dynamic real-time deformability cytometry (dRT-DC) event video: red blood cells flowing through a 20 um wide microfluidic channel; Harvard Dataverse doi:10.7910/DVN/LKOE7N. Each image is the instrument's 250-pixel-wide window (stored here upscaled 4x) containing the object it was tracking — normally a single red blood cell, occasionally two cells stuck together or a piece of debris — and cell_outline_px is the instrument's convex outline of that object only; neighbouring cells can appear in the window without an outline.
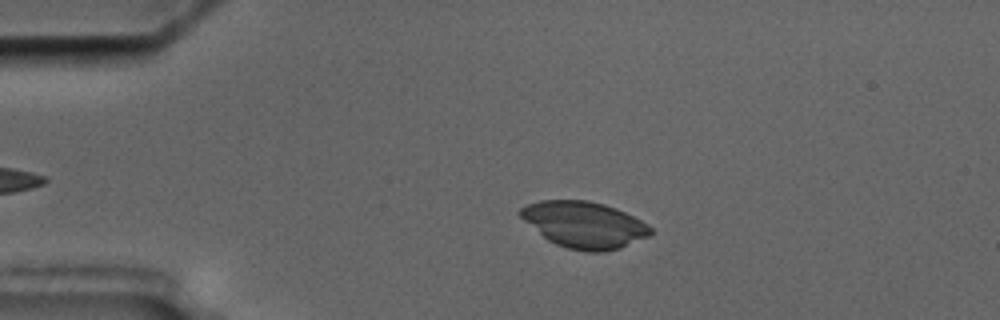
{"species": "common noctule bat (a hibernating species)", "species_latin": "Nyctalus noctula", "temperature_condition": "cold", "stored_images_in_passage": 50, "camera_frame_rate_fps": 3000, "um_per_image_px": 0.085, "animal": {"sex": "male", "body_mass_g": 17.5, "forearm_length_mm": 52.3}, "frame": {"image": 1, "passage_image": 12, "time_ms": 3.667, "image_size_px": [1000, 320], "cell_outline_px": [[652, 232], [648, 236], [620, 248], [604, 252], [588, 252], [568, 248], [556, 244], [548, 240], [524, 220], [516, 212], [520, 208], [528, 204], [540, 200], [588, 200], [604, 204], [616, 208], [648, 224], [652, 228]], "centroid_in_image_um": [49.65, 19.09], "position_along_channel_um": 35.4, "area_um2": 35.03}}
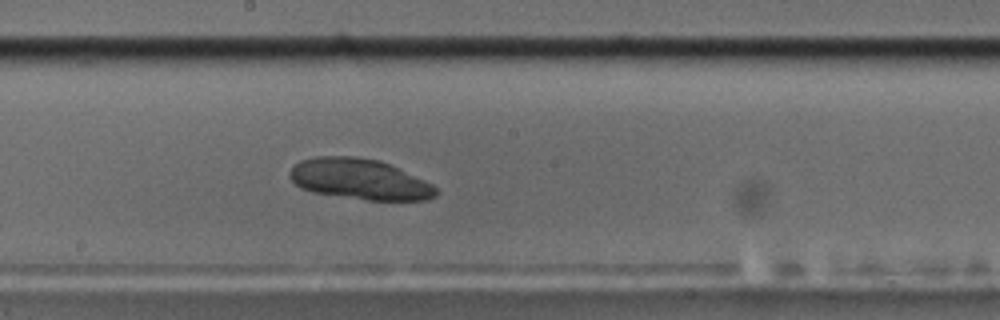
{"frame": {"image": 2, "passage_image": 31, "time_ms": 10.0, "image_size_px": [1000, 320], "cell_outline_px": [[436, 196], [428, 200], [368, 200], [312, 192], [300, 188], [288, 176], [288, 172], [300, 160], [316, 156], [352, 156], [380, 160], [432, 184], [436, 188]], "centroid_in_image_um": [30.53, 15.23], "position_along_channel_um": 217.7, "area_um2": 34.51}}
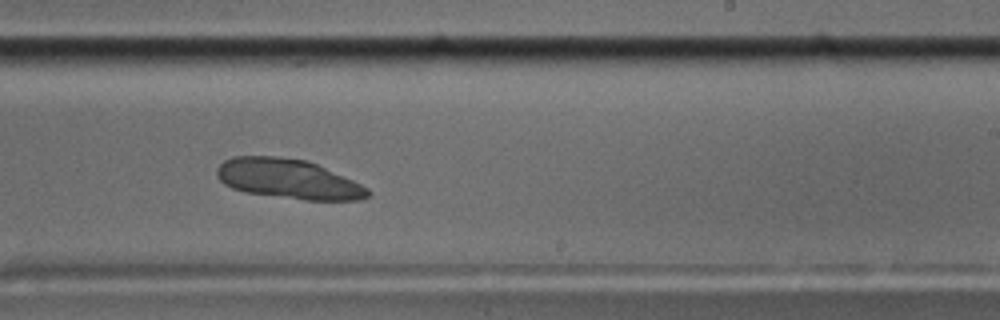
{"frame": {"image": 3, "passage_image": 35, "time_ms": 11.333, "image_size_px": [1000, 320], "cell_outline_px": [[372, 196], [360, 200], [304, 200], [244, 192], [232, 188], [224, 184], [216, 176], [216, 168], [224, 160], [232, 156], [276, 156], [308, 160], [352, 180], [368, 188], [372, 192]], "centroid_in_image_um": [24.49, 15.21], "position_along_channel_um": 264.5, "area_um2": 35.14}}